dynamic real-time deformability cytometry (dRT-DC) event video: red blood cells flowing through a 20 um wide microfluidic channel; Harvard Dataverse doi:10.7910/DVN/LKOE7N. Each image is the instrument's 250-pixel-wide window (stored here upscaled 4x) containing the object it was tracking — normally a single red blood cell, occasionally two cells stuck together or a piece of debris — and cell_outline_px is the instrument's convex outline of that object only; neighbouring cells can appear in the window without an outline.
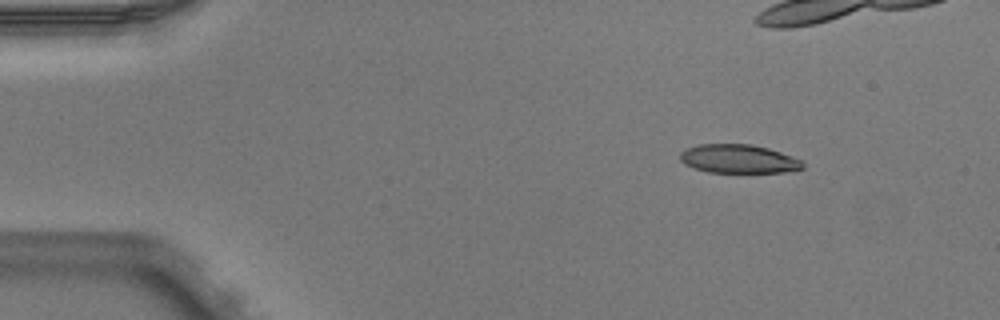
{"species": "Egyptian fruit bat (a non-hibernating species)", "species_latin": "Rousettus aegyptiacus", "temperature_condition": "warm", "stored_images_in_passage": 6, "camera_frame_rate_fps": 3000, "um_per_image_px": 0.085, "animal": {"sex": "male"}, "frame": {"image": 1, "passage_image": 1, "time_ms": 0.0, "image_size_px": [1000, 320], "cell_outline_px": [[804, 168], [784, 172], [708, 172], [684, 164], [680, 160], [680, 152], [684, 148], [696, 144], [752, 144], [768, 148], [792, 156], [800, 160], [804, 164]], "centroid_in_image_um": [62.74, 13.49], "position_along_channel_um": 22.3, "area_um2": 20.52}}
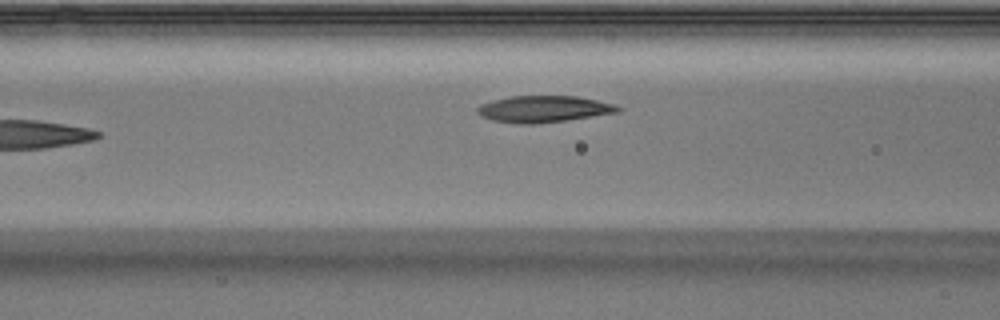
{"frame": {"image": 2, "passage_image": 5, "time_ms": 1.333, "image_size_px": [1000, 320], "cell_outline_px": [[624, 108], [620, 112], [568, 120], [536, 124], [520, 124], [492, 120], [480, 116], [476, 112], [476, 108], [480, 104], [492, 100], [512, 96], [576, 96], [616, 104]], "centroid_in_image_um": [46.23, 9.27], "position_along_channel_um": 120.4, "area_um2": 22.02}}